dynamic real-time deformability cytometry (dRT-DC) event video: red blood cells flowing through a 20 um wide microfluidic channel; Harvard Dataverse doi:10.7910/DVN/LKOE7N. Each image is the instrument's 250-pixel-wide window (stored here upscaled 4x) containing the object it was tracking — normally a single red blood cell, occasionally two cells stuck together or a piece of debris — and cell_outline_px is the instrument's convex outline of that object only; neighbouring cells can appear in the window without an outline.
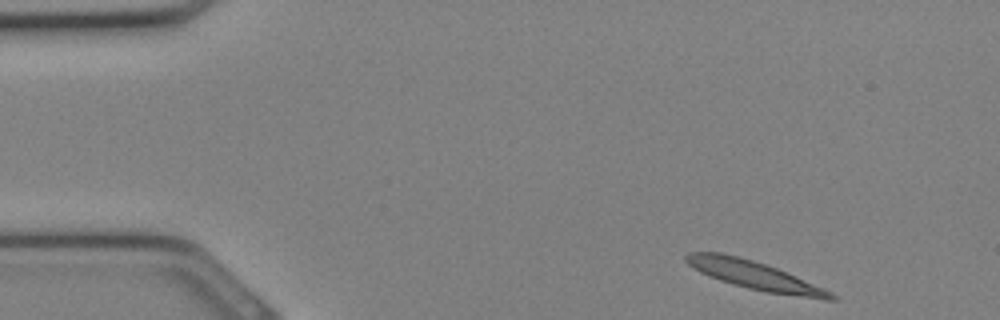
{"species": "Egyptian fruit bat (a non-hibernating species)", "species_latin": "Rousettus aegyptiacus", "temperature_condition": "cold", "stored_images_in_passage": 30, "camera_frame_rate_fps": 3000, "um_per_image_px": 0.085, "animal": {"sex": "female"}, "frame": {"image": 1, "passage_image": 1, "time_ms": 0.0, "image_size_px": [1000, 320], "cell_outline_px": [[840, 300], [824, 300], [764, 292], [748, 288], [720, 280], [700, 272], [688, 264], [684, 260], [684, 256], [688, 252], [720, 252], [752, 260], [776, 268], [824, 288], [832, 292]], "centroid_in_image_um": [64.17, 23.42], "position_along_channel_um": 20.8, "area_um2": 23.81}}
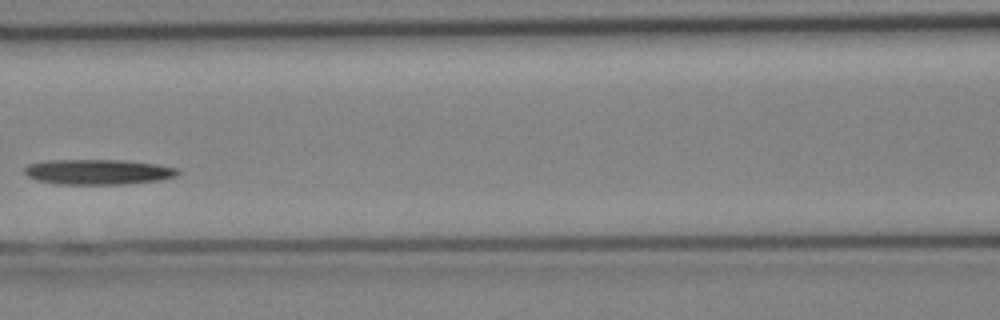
{"frame": {"image": 2, "passage_image": 12, "time_ms": 3.667, "image_size_px": [1000, 320], "cell_outline_px": [[180, 172], [176, 176], [160, 180], [124, 184], [56, 184], [36, 180], [28, 176], [24, 172], [24, 168], [28, 164], [48, 160], [124, 160], [156, 164], [176, 168]], "centroid_in_image_um": [8.31, 14.61], "position_along_channel_um": 158.3, "area_um2": 22.54}}
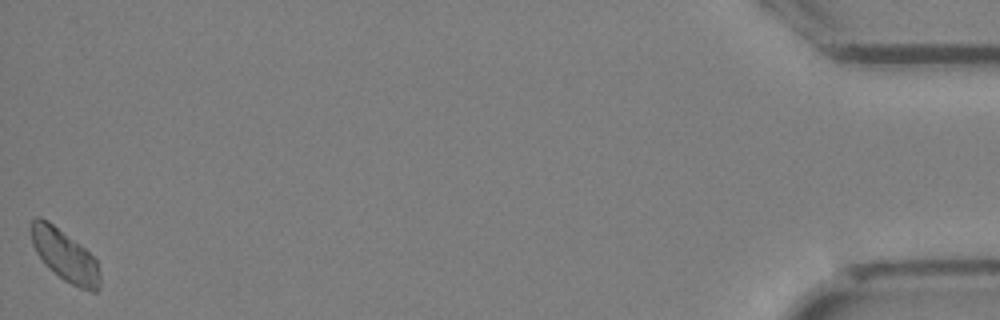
{"frame": {"image": 3, "passage_image": 30, "time_ms": 9.667, "image_size_px": [1000, 320], "cell_outline_px": [[100, 284], [96, 292], [92, 292], [80, 288], [64, 280], [48, 268], [44, 264], [36, 252], [32, 244], [32, 220], [36, 216], [40, 216], [48, 220], [80, 244], [96, 260], [100, 276]], "centroid_in_image_um": [5.5, 21.72], "position_along_channel_um": 429.7, "area_um2": 20.52}}